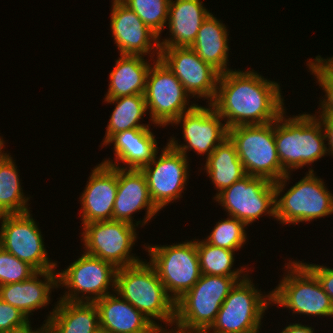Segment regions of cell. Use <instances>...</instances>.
<instances>
[{"instance_id":"obj_1","label":"cell","mask_w":333,"mask_h":333,"mask_svg":"<svg viewBox=\"0 0 333 333\" xmlns=\"http://www.w3.org/2000/svg\"><path fill=\"white\" fill-rule=\"evenodd\" d=\"M284 101L279 83L253 69H234L220 74L211 104L229 129L276 121L286 111Z\"/></svg>"},{"instance_id":"obj_2","label":"cell","mask_w":333,"mask_h":333,"mask_svg":"<svg viewBox=\"0 0 333 333\" xmlns=\"http://www.w3.org/2000/svg\"><path fill=\"white\" fill-rule=\"evenodd\" d=\"M115 293L129 302L158 329L175 322V301L167 294L155 268L146 261L117 269Z\"/></svg>"},{"instance_id":"obj_3","label":"cell","mask_w":333,"mask_h":333,"mask_svg":"<svg viewBox=\"0 0 333 333\" xmlns=\"http://www.w3.org/2000/svg\"><path fill=\"white\" fill-rule=\"evenodd\" d=\"M283 112L275 121V143L283 170L291 173L327 155L325 133L313 114L287 116ZM311 164V165H310Z\"/></svg>"},{"instance_id":"obj_4","label":"cell","mask_w":333,"mask_h":333,"mask_svg":"<svg viewBox=\"0 0 333 333\" xmlns=\"http://www.w3.org/2000/svg\"><path fill=\"white\" fill-rule=\"evenodd\" d=\"M245 278L201 274L197 283L175 302L174 330L205 333L214 323L230 290Z\"/></svg>"},{"instance_id":"obj_5","label":"cell","mask_w":333,"mask_h":333,"mask_svg":"<svg viewBox=\"0 0 333 333\" xmlns=\"http://www.w3.org/2000/svg\"><path fill=\"white\" fill-rule=\"evenodd\" d=\"M313 167L301 180L284 192L291 173L274 182L276 216L281 224L310 222L333 214V194L326 188L325 182L316 176Z\"/></svg>"},{"instance_id":"obj_6","label":"cell","mask_w":333,"mask_h":333,"mask_svg":"<svg viewBox=\"0 0 333 333\" xmlns=\"http://www.w3.org/2000/svg\"><path fill=\"white\" fill-rule=\"evenodd\" d=\"M284 266L286 275L284 272L278 286L271 291L272 306L287 308L293 311L292 315L333 317L330 297L302 261L289 260Z\"/></svg>"},{"instance_id":"obj_7","label":"cell","mask_w":333,"mask_h":333,"mask_svg":"<svg viewBox=\"0 0 333 333\" xmlns=\"http://www.w3.org/2000/svg\"><path fill=\"white\" fill-rule=\"evenodd\" d=\"M228 137L234 143L247 175L276 182L287 174L277 155L275 121L229 128Z\"/></svg>"},{"instance_id":"obj_8","label":"cell","mask_w":333,"mask_h":333,"mask_svg":"<svg viewBox=\"0 0 333 333\" xmlns=\"http://www.w3.org/2000/svg\"><path fill=\"white\" fill-rule=\"evenodd\" d=\"M250 277L237 282L230 290L214 323L205 333H253L261 330L265 310L272 305L271 291L263 294Z\"/></svg>"},{"instance_id":"obj_9","label":"cell","mask_w":333,"mask_h":333,"mask_svg":"<svg viewBox=\"0 0 333 333\" xmlns=\"http://www.w3.org/2000/svg\"><path fill=\"white\" fill-rule=\"evenodd\" d=\"M149 263L155 268L167 294L176 302L200 279L199 257L194 240L171 245H146Z\"/></svg>"},{"instance_id":"obj_10","label":"cell","mask_w":333,"mask_h":333,"mask_svg":"<svg viewBox=\"0 0 333 333\" xmlns=\"http://www.w3.org/2000/svg\"><path fill=\"white\" fill-rule=\"evenodd\" d=\"M83 252L67 269L61 272L57 270L58 287L68 288L59 300L95 303L100 298L112 294V290L115 292L117 268Z\"/></svg>"},{"instance_id":"obj_11","label":"cell","mask_w":333,"mask_h":333,"mask_svg":"<svg viewBox=\"0 0 333 333\" xmlns=\"http://www.w3.org/2000/svg\"><path fill=\"white\" fill-rule=\"evenodd\" d=\"M136 225L118 220L91 222L82 226L85 253L113 264L117 269L143 261L130 254L138 234Z\"/></svg>"},{"instance_id":"obj_12","label":"cell","mask_w":333,"mask_h":333,"mask_svg":"<svg viewBox=\"0 0 333 333\" xmlns=\"http://www.w3.org/2000/svg\"><path fill=\"white\" fill-rule=\"evenodd\" d=\"M146 78L145 101L151 124L166 127L196 104L173 72L159 58L152 62ZM189 106V107H187Z\"/></svg>"},{"instance_id":"obj_13","label":"cell","mask_w":333,"mask_h":333,"mask_svg":"<svg viewBox=\"0 0 333 333\" xmlns=\"http://www.w3.org/2000/svg\"><path fill=\"white\" fill-rule=\"evenodd\" d=\"M275 194L274 182L263 177L246 175L220 192L213 200L221 204L228 216L249 226L262 215L275 218Z\"/></svg>"},{"instance_id":"obj_14","label":"cell","mask_w":333,"mask_h":333,"mask_svg":"<svg viewBox=\"0 0 333 333\" xmlns=\"http://www.w3.org/2000/svg\"><path fill=\"white\" fill-rule=\"evenodd\" d=\"M30 213L1 216L0 246L37 271L55 270L58 265L48 257L39 223Z\"/></svg>"},{"instance_id":"obj_15","label":"cell","mask_w":333,"mask_h":333,"mask_svg":"<svg viewBox=\"0 0 333 333\" xmlns=\"http://www.w3.org/2000/svg\"><path fill=\"white\" fill-rule=\"evenodd\" d=\"M140 170L145 175L150 198L160 211L182 197L189 179V161L168 143Z\"/></svg>"},{"instance_id":"obj_16","label":"cell","mask_w":333,"mask_h":333,"mask_svg":"<svg viewBox=\"0 0 333 333\" xmlns=\"http://www.w3.org/2000/svg\"><path fill=\"white\" fill-rule=\"evenodd\" d=\"M223 121L212 104L203 107L196 103L191 110L184 112L171 124L182 126L185 143L179 144L172 136L167 143L186 157L188 150H194L198 155L205 154L208 158L214 149L228 138V127Z\"/></svg>"},{"instance_id":"obj_17","label":"cell","mask_w":333,"mask_h":333,"mask_svg":"<svg viewBox=\"0 0 333 333\" xmlns=\"http://www.w3.org/2000/svg\"><path fill=\"white\" fill-rule=\"evenodd\" d=\"M160 59L182 83L192 98L211 104L217 93L220 73L205 63L191 47H160Z\"/></svg>"},{"instance_id":"obj_18","label":"cell","mask_w":333,"mask_h":333,"mask_svg":"<svg viewBox=\"0 0 333 333\" xmlns=\"http://www.w3.org/2000/svg\"><path fill=\"white\" fill-rule=\"evenodd\" d=\"M110 27L119 55L150 56L160 58L159 37L120 0H112ZM155 51V52H154Z\"/></svg>"},{"instance_id":"obj_19","label":"cell","mask_w":333,"mask_h":333,"mask_svg":"<svg viewBox=\"0 0 333 333\" xmlns=\"http://www.w3.org/2000/svg\"><path fill=\"white\" fill-rule=\"evenodd\" d=\"M117 186L113 220L142 227L160 212L150 198L147 181L141 170L117 168ZM144 209H146L144 219L142 221L133 220L132 215Z\"/></svg>"},{"instance_id":"obj_20","label":"cell","mask_w":333,"mask_h":333,"mask_svg":"<svg viewBox=\"0 0 333 333\" xmlns=\"http://www.w3.org/2000/svg\"><path fill=\"white\" fill-rule=\"evenodd\" d=\"M80 196L82 226L91 222L113 220L117 193V167L100 163L93 168Z\"/></svg>"},{"instance_id":"obj_21","label":"cell","mask_w":333,"mask_h":333,"mask_svg":"<svg viewBox=\"0 0 333 333\" xmlns=\"http://www.w3.org/2000/svg\"><path fill=\"white\" fill-rule=\"evenodd\" d=\"M54 288H58V272L37 271L27 280L0 286V298L30 319L32 312L51 304V291Z\"/></svg>"},{"instance_id":"obj_22","label":"cell","mask_w":333,"mask_h":333,"mask_svg":"<svg viewBox=\"0 0 333 333\" xmlns=\"http://www.w3.org/2000/svg\"><path fill=\"white\" fill-rule=\"evenodd\" d=\"M114 144L115 162L111 158L101 163L120 169L140 170L149 164L159 147L150 128H133L114 134L104 145ZM111 159V160H110ZM123 163L124 167L119 164Z\"/></svg>"},{"instance_id":"obj_23","label":"cell","mask_w":333,"mask_h":333,"mask_svg":"<svg viewBox=\"0 0 333 333\" xmlns=\"http://www.w3.org/2000/svg\"><path fill=\"white\" fill-rule=\"evenodd\" d=\"M95 304L99 311L100 329L106 333H156L159 330L115 292L100 298Z\"/></svg>"},{"instance_id":"obj_24","label":"cell","mask_w":333,"mask_h":333,"mask_svg":"<svg viewBox=\"0 0 333 333\" xmlns=\"http://www.w3.org/2000/svg\"><path fill=\"white\" fill-rule=\"evenodd\" d=\"M210 14L201 0H170L167 26L171 37L159 40L160 47H191Z\"/></svg>"},{"instance_id":"obj_25","label":"cell","mask_w":333,"mask_h":333,"mask_svg":"<svg viewBox=\"0 0 333 333\" xmlns=\"http://www.w3.org/2000/svg\"><path fill=\"white\" fill-rule=\"evenodd\" d=\"M45 323L51 333H95L100 329L95 303L58 300Z\"/></svg>"},{"instance_id":"obj_26","label":"cell","mask_w":333,"mask_h":333,"mask_svg":"<svg viewBox=\"0 0 333 333\" xmlns=\"http://www.w3.org/2000/svg\"><path fill=\"white\" fill-rule=\"evenodd\" d=\"M109 73L108 91L104 99L119 98L134 94H145L146 78L151 62L141 55H119ZM148 60V61H147Z\"/></svg>"},{"instance_id":"obj_27","label":"cell","mask_w":333,"mask_h":333,"mask_svg":"<svg viewBox=\"0 0 333 333\" xmlns=\"http://www.w3.org/2000/svg\"><path fill=\"white\" fill-rule=\"evenodd\" d=\"M226 25L212 13L203 21L191 48L201 60L211 65L220 74L229 69V32Z\"/></svg>"},{"instance_id":"obj_28","label":"cell","mask_w":333,"mask_h":333,"mask_svg":"<svg viewBox=\"0 0 333 333\" xmlns=\"http://www.w3.org/2000/svg\"><path fill=\"white\" fill-rule=\"evenodd\" d=\"M204 167L205 172L218 191L213 199L224 189L247 175L238 157L236 147L229 137L206 158Z\"/></svg>"},{"instance_id":"obj_29","label":"cell","mask_w":333,"mask_h":333,"mask_svg":"<svg viewBox=\"0 0 333 333\" xmlns=\"http://www.w3.org/2000/svg\"><path fill=\"white\" fill-rule=\"evenodd\" d=\"M104 102L115 104V108L106 127L103 145L118 132L133 128H149L150 124H141L140 121L148 112L144 94L104 99Z\"/></svg>"},{"instance_id":"obj_30","label":"cell","mask_w":333,"mask_h":333,"mask_svg":"<svg viewBox=\"0 0 333 333\" xmlns=\"http://www.w3.org/2000/svg\"><path fill=\"white\" fill-rule=\"evenodd\" d=\"M19 170L11 155L0 161V213L20 214L29 212L28 202L21 187Z\"/></svg>"},{"instance_id":"obj_31","label":"cell","mask_w":333,"mask_h":333,"mask_svg":"<svg viewBox=\"0 0 333 333\" xmlns=\"http://www.w3.org/2000/svg\"><path fill=\"white\" fill-rule=\"evenodd\" d=\"M195 242L201 274L230 277L249 276V271L244 265L240 269H232L235 261V251L213 246L205 240L195 239Z\"/></svg>"},{"instance_id":"obj_32","label":"cell","mask_w":333,"mask_h":333,"mask_svg":"<svg viewBox=\"0 0 333 333\" xmlns=\"http://www.w3.org/2000/svg\"><path fill=\"white\" fill-rule=\"evenodd\" d=\"M245 228L247 225L244 222L228 216L227 219L218 221L204 240L216 247L238 251L248 240Z\"/></svg>"},{"instance_id":"obj_33","label":"cell","mask_w":333,"mask_h":333,"mask_svg":"<svg viewBox=\"0 0 333 333\" xmlns=\"http://www.w3.org/2000/svg\"><path fill=\"white\" fill-rule=\"evenodd\" d=\"M159 37L168 22L170 0H120Z\"/></svg>"},{"instance_id":"obj_34","label":"cell","mask_w":333,"mask_h":333,"mask_svg":"<svg viewBox=\"0 0 333 333\" xmlns=\"http://www.w3.org/2000/svg\"><path fill=\"white\" fill-rule=\"evenodd\" d=\"M309 60V61H308ZM307 66L312 75L316 77V83L325 92L322 100H319V115L315 116H333V65L325 58L317 55L313 60L308 59Z\"/></svg>"},{"instance_id":"obj_35","label":"cell","mask_w":333,"mask_h":333,"mask_svg":"<svg viewBox=\"0 0 333 333\" xmlns=\"http://www.w3.org/2000/svg\"><path fill=\"white\" fill-rule=\"evenodd\" d=\"M37 270L0 246V286L27 280Z\"/></svg>"},{"instance_id":"obj_36","label":"cell","mask_w":333,"mask_h":333,"mask_svg":"<svg viewBox=\"0 0 333 333\" xmlns=\"http://www.w3.org/2000/svg\"><path fill=\"white\" fill-rule=\"evenodd\" d=\"M29 320L19 309L0 298V333L22 326Z\"/></svg>"},{"instance_id":"obj_37","label":"cell","mask_w":333,"mask_h":333,"mask_svg":"<svg viewBox=\"0 0 333 333\" xmlns=\"http://www.w3.org/2000/svg\"><path fill=\"white\" fill-rule=\"evenodd\" d=\"M318 279L323 290L330 297L333 303V268L326 265L310 264L302 262Z\"/></svg>"},{"instance_id":"obj_38","label":"cell","mask_w":333,"mask_h":333,"mask_svg":"<svg viewBox=\"0 0 333 333\" xmlns=\"http://www.w3.org/2000/svg\"><path fill=\"white\" fill-rule=\"evenodd\" d=\"M317 118L322 123L325 140L328 141L326 144L327 154L333 156V116H317ZM327 145L329 146L327 147Z\"/></svg>"},{"instance_id":"obj_39","label":"cell","mask_w":333,"mask_h":333,"mask_svg":"<svg viewBox=\"0 0 333 333\" xmlns=\"http://www.w3.org/2000/svg\"><path fill=\"white\" fill-rule=\"evenodd\" d=\"M31 320H29L27 323H25L22 326L12 328L11 330H8L3 333H45L48 330V324L43 323V325L37 329H32L31 327Z\"/></svg>"},{"instance_id":"obj_40","label":"cell","mask_w":333,"mask_h":333,"mask_svg":"<svg viewBox=\"0 0 333 333\" xmlns=\"http://www.w3.org/2000/svg\"><path fill=\"white\" fill-rule=\"evenodd\" d=\"M280 333H315L314 328L302 323H290Z\"/></svg>"},{"instance_id":"obj_41","label":"cell","mask_w":333,"mask_h":333,"mask_svg":"<svg viewBox=\"0 0 333 333\" xmlns=\"http://www.w3.org/2000/svg\"><path fill=\"white\" fill-rule=\"evenodd\" d=\"M4 144L5 142L3 141V138L0 136V161L5 159L10 154V153L7 154V152L3 151L4 148H6Z\"/></svg>"},{"instance_id":"obj_42","label":"cell","mask_w":333,"mask_h":333,"mask_svg":"<svg viewBox=\"0 0 333 333\" xmlns=\"http://www.w3.org/2000/svg\"><path fill=\"white\" fill-rule=\"evenodd\" d=\"M167 330H169V331H167ZM156 333H180V332L171 328V329H159Z\"/></svg>"},{"instance_id":"obj_43","label":"cell","mask_w":333,"mask_h":333,"mask_svg":"<svg viewBox=\"0 0 333 333\" xmlns=\"http://www.w3.org/2000/svg\"><path fill=\"white\" fill-rule=\"evenodd\" d=\"M327 60L333 65V56L331 58H327Z\"/></svg>"},{"instance_id":"obj_44","label":"cell","mask_w":333,"mask_h":333,"mask_svg":"<svg viewBox=\"0 0 333 333\" xmlns=\"http://www.w3.org/2000/svg\"><path fill=\"white\" fill-rule=\"evenodd\" d=\"M95 333H106L104 330H102V329H99L97 332H95Z\"/></svg>"}]
</instances>
